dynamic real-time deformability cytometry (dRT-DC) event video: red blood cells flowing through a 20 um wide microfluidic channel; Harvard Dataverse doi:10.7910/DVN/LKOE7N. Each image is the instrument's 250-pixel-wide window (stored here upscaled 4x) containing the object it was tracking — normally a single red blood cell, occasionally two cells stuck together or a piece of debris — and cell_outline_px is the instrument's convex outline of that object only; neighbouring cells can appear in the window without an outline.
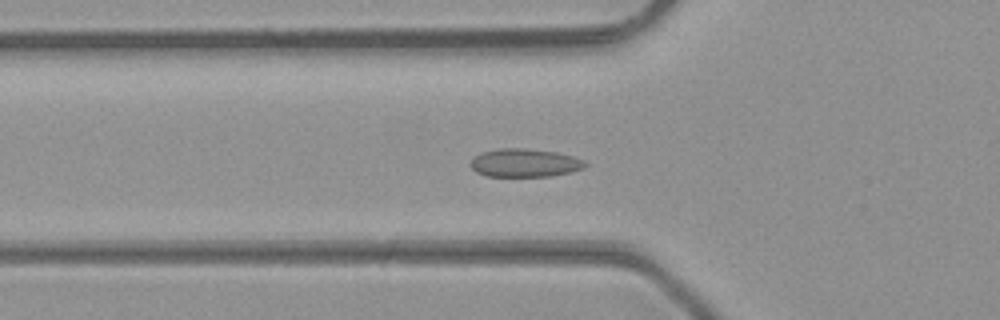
{"species": "common noctule bat (a hibernating species)", "species_latin": "Nyctalus noctula", "temperature_condition": "room temperature", "stored_images_in_passage": 37, "camera_frame_rate_fps": 3000, "um_per_image_px": 0.085, "animal": {"sex": "male", "body_mass_g": 23.1, "forearm_length_mm": 52.7}, "frame": {"image": 1, "passage_image": 9, "time_ms": 2.667, "image_size_px": [1000, 320], "cell_outline_px": [[588, 164], [584, 168], [572, 172], [552, 176], [488, 176], [476, 172], [468, 164], [480, 152], [500, 148], [524, 148], [556, 152], [572, 156], [584, 160]], "centroid_in_image_um": [44.61, 13.84], "position_along_channel_um": 81.2, "area_um2": 18.96}}
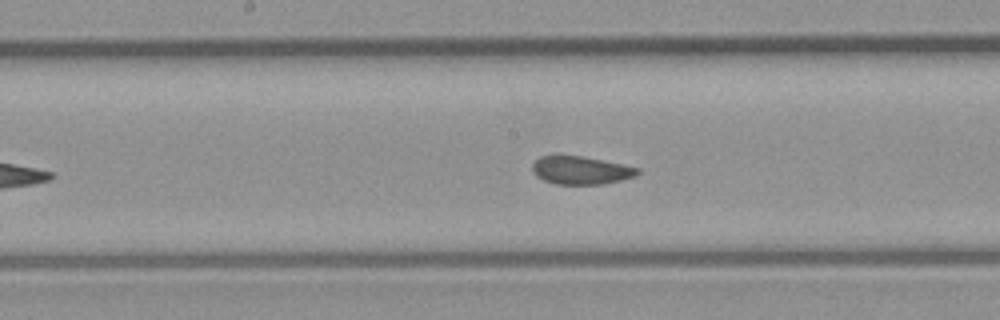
{"frame": {"image": 2, "passage_image": 17, "time_ms": 5.333, "image_size_px": [1000, 320], "cell_outline_px": [[640, 172], [636, 176], [604, 184], [556, 184], [544, 180], [536, 176], [532, 172], [532, 164], [540, 156], [580, 156], [640, 168]], "centroid_in_image_um": [49.36, 14.49], "position_along_channel_um": 198.8, "area_um2": 16.99}}
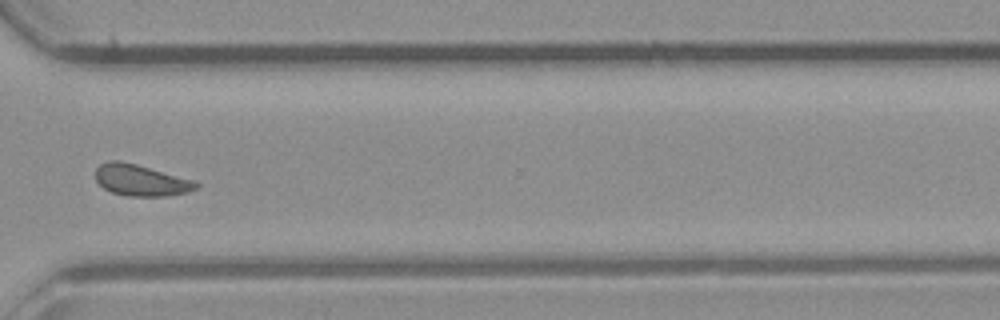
{"frame": {"image": 3, "passage_image": 28, "time_ms": 9.0, "image_size_px": [1000, 320], "cell_outline_px": [[200, 184], [196, 188], [188, 192], [168, 196], [128, 196], [112, 192], [104, 188], [96, 180], [96, 168], [100, 164], [112, 160], [120, 160], [136, 164], [196, 180]], "centroid_in_image_um": [12.01, 15.32], "position_along_channel_um": 358.6, "area_um2": 18.44}, "authors_computed_cell_mechanics": {"area_um2": 18.3226, "velocity_mm_per_s": 4.3687, "shape_relaxation_time_tau1_ms": 10.7986, "shape_relaxation_time_tau2_ms": 0.8284, "deformation_change_tau1": 0.1333, "deformation_change_tau2": 0.0442}}